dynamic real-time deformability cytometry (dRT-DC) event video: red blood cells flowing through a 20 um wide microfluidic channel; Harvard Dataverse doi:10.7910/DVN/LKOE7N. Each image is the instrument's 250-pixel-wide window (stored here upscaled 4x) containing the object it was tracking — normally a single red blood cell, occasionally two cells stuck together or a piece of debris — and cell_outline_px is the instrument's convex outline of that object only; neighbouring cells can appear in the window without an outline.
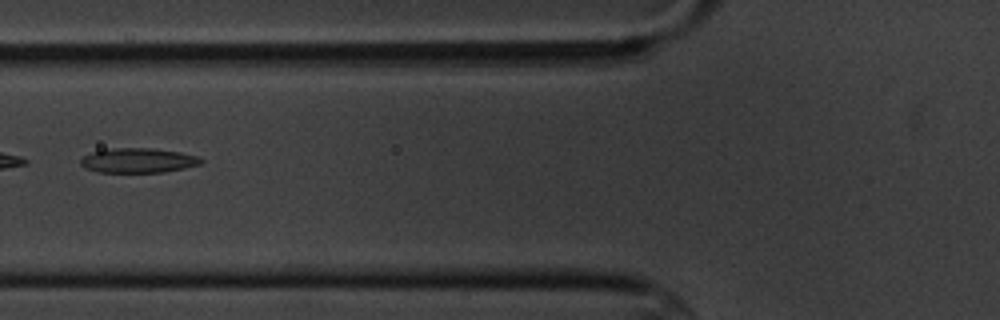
{"species": "common noctule bat (a hibernating species)", "species_latin": "Nyctalus noctula", "temperature_condition": "cold", "stored_images_in_passage": 12, "camera_frame_rate_fps": 3000, "um_per_image_px": 0.085, "animal": {"sex": "male", "body_mass_g": 20.1, "forearm_length_mm": 53.5}, "frame": {"image": 1, "passage_image": 6, "time_ms": 5.667, "image_size_px": [1000, 320], "cell_outline_px": [[204, 160], [200, 164], [184, 168], [164, 172], [96, 172], [84, 168], [80, 164], [80, 160], [84, 156], [92, 152], [112, 148], [152, 148], [180, 152], [200, 156]], "centroid_in_image_um": [11.75, 13.64], "position_along_channel_um": 114.1, "area_um2": 17.4}}
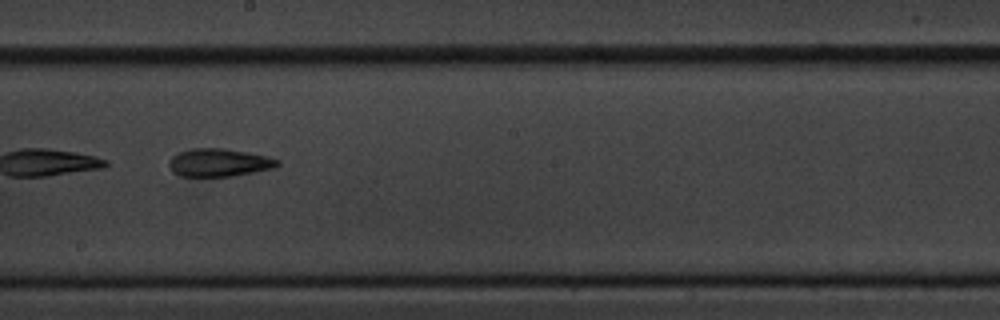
{"frame": {"image": 2, "passage_image": 9, "time_ms": 9.0, "image_size_px": [1000, 320], "cell_outline_px": [[280, 164], [272, 168], [232, 176], [180, 176], [172, 172], [168, 164], [168, 160], [172, 156], [180, 152], [192, 148], [224, 148], [268, 156], [280, 160]], "centroid_in_image_um": [18.59, 13.81], "position_along_channel_um": 229.6, "area_um2": 17.63}}
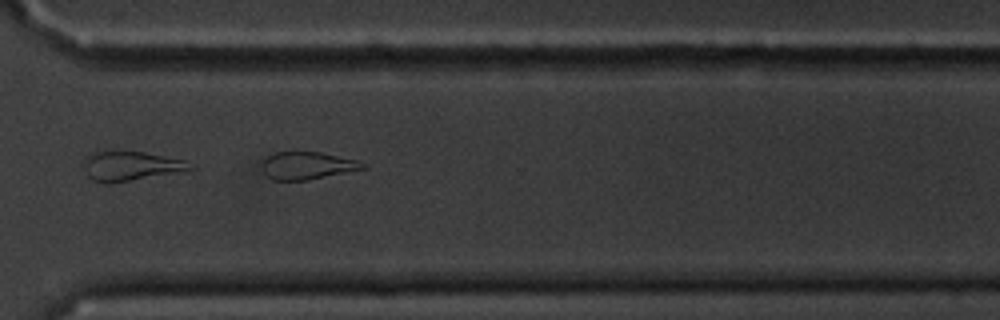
{"frame": {"image": 3, "passage_image": 12, "time_ms": 12.333, "image_size_px": [1000, 320], "cell_outline_px": [[368, 168], [308, 180], [272, 180], [264, 172], [260, 164], [268, 156], [276, 152], [320, 152], [356, 160], [368, 164]], "centroid_in_image_um": [26.14, 14.08], "position_along_channel_um": 344.5, "area_um2": 16.18}}